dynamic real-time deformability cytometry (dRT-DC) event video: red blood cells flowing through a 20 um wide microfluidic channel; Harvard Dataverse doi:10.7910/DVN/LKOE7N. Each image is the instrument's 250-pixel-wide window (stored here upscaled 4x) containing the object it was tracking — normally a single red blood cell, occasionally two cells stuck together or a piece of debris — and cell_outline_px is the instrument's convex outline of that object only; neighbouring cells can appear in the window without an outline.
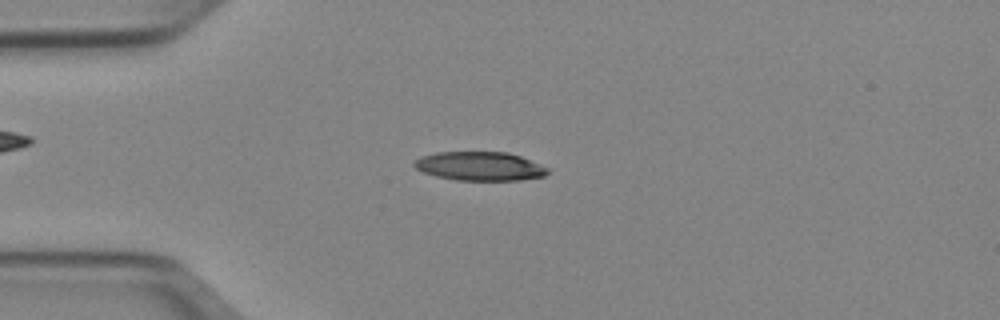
{"species": "Egyptian fruit bat (a non-hibernating species)", "species_latin": "Rousettus aegyptiacus", "temperature_condition": "cold", "stored_images_in_passage": 50, "camera_frame_rate_fps": 3000, "um_per_image_px": 0.085, "animal": {"sex": "female"}, "frame": {"image": 1, "passage_image": 12, "time_ms": 3.667, "image_size_px": [1000, 320], "cell_outline_px": [[548, 172], [544, 176], [520, 180], [456, 180], [436, 176], [424, 172], [416, 168], [412, 164], [420, 156], [436, 152], [508, 152], [520, 156], [548, 168]], "centroid_in_image_um": [40.76, 14.12], "position_along_channel_um": 44.2, "area_um2": 22.31}}
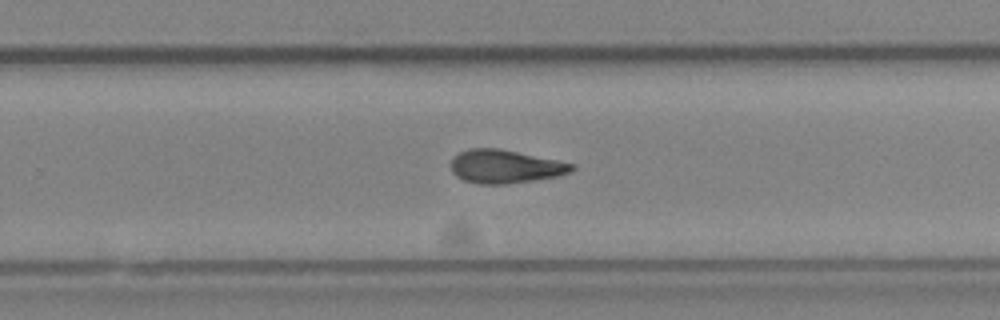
{"frame": {"image": 2, "passage_image": 32, "time_ms": 10.333, "image_size_px": [1000, 320], "cell_outline_px": [[576, 168], [572, 172], [556, 176], [536, 180], [508, 184], [480, 184], [464, 180], [456, 176], [452, 172], [452, 160], [460, 152], [468, 148], [500, 148], [576, 164]], "centroid_in_image_um": [42.98, 14.15], "position_along_channel_um": 286.8, "area_um2": 23.58}}
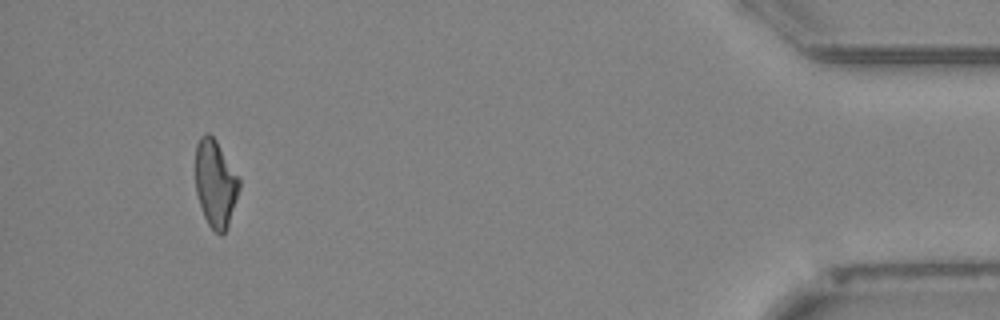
{"frame": {"image": 3, "passage_image": 47, "time_ms": 15.333, "image_size_px": [1000, 320], "cell_outline_px": [[240, 188], [228, 228], [220, 236], [208, 224], [204, 216], [196, 192], [196, 144], [200, 136], [204, 132], [208, 132], [216, 140], [240, 180]], "centroid_in_image_um": [18.31, 15.6], "position_along_channel_um": 416.9, "area_um2": 22.2}, "authors_computed_cell_mechanics": {"area_um2": 23.1489, "velocity_mm_per_s": 3.9572, "shape_relaxation_time_tau1_ms": 3.5219, "shape_relaxation_time_tau2_ms": 10.3004, "deformation_change_tau1": 0.1615, "deformation_change_tau2": 0.2339}}